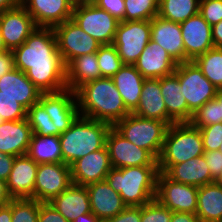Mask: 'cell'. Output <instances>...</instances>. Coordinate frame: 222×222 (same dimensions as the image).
Instances as JSON below:
<instances>
[{
    "label": "cell",
    "instance_id": "15",
    "mask_svg": "<svg viewBox=\"0 0 222 222\" xmlns=\"http://www.w3.org/2000/svg\"><path fill=\"white\" fill-rule=\"evenodd\" d=\"M180 27L185 46V62L194 61L214 48L212 26L199 13L180 23Z\"/></svg>",
    "mask_w": 222,
    "mask_h": 222
},
{
    "label": "cell",
    "instance_id": "2",
    "mask_svg": "<svg viewBox=\"0 0 222 222\" xmlns=\"http://www.w3.org/2000/svg\"><path fill=\"white\" fill-rule=\"evenodd\" d=\"M79 114L114 125L131 112L126 108L112 78L89 81L76 91Z\"/></svg>",
    "mask_w": 222,
    "mask_h": 222
},
{
    "label": "cell",
    "instance_id": "23",
    "mask_svg": "<svg viewBox=\"0 0 222 222\" xmlns=\"http://www.w3.org/2000/svg\"><path fill=\"white\" fill-rule=\"evenodd\" d=\"M160 88L167 110V123L190 122L193 113L188 109L177 74L160 78Z\"/></svg>",
    "mask_w": 222,
    "mask_h": 222
},
{
    "label": "cell",
    "instance_id": "11",
    "mask_svg": "<svg viewBox=\"0 0 222 222\" xmlns=\"http://www.w3.org/2000/svg\"><path fill=\"white\" fill-rule=\"evenodd\" d=\"M57 47L65 65L79 56L96 53L101 46L85 33L72 19L55 26Z\"/></svg>",
    "mask_w": 222,
    "mask_h": 222
},
{
    "label": "cell",
    "instance_id": "28",
    "mask_svg": "<svg viewBox=\"0 0 222 222\" xmlns=\"http://www.w3.org/2000/svg\"><path fill=\"white\" fill-rule=\"evenodd\" d=\"M112 79L126 108L132 113L139 104L145 78L134 65L124 64Z\"/></svg>",
    "mask_w": 222,
    "mask_h": 222
},
{
    "label": "cell",
    "instance_id": "40",
    "mask_svg": "<svg viewBox=\"0 0 222 222\" xmlns=\"http://www.w3.org/2000/svg\"><path fill=\"white\" fill-rule=\"evenodd\" d=\"M27 110L14 98L4 95L0 91V116L3 121H17L26 119Z\"/></svg>",
    "mask_w": 222,
    "mask_h": 222
},
{
    "label": "cell",
    "instance_id": "7",
    "mask_svg": "<svg viewBox=\"0 0 222 222\" xmlns=\"http://www.w3.org/2000/svg\"><path fill=\"white\" fill-rule=\"evenodd\" d=\"M72 20L100 45L113 44L120 22L95 4L75 6Z\"/></svg>",
    "mask_w": 222,
    "mask_h": 222
},
{
    "label": "cell",
    "instance_id": "41",
    "mask_svg": "<svg viewBox=\"0 0 222 222\" xmlns=\"http://www.w3.org/2000/svg\"><path fill=\"white\" fill-rule=\"evenodd\" d=\"M172 211L156 199L141 206V222H170Z\"/></svg>",
    "mask_w": 222,
    "mask_h": 222
},
{
    "label": "cell",
    "instance_id": "49",
    "mask_svg": "<svg viewBox=\"0 0 222 222\" xmlns=\"http://www.w3.org/2000/svg\"><path fill=\"white\" fill-rule=\"evenodd\" d=\"M14 68L15 66L12 50L0 52V78Z\"/></svg>",
    "mask_w": 222,
    "mask_h": 222
},
{
    "label": "cell",
    "instance_id": "17",
    "mask_svg": "<svg viewBox=\"0 0 222 222\" xmlns=\"http://www.w3.org/2000/svg\"><path fill=\"white\" fill-rule=\"evenodd\" d=\"M70 168L73 184L87 186L105 180L112 169L107 146L76 160Z\"/></svg>",
    "mask_w": 222,
    "mask_h": 222
},
{
    "label": "cell",
    "instance_id": "61",
    "mask_svg": "<svg viewBox=\"0 0 222 222\" xmlns=\"http://www.w3.org/2000/svg\"><path fill=\"white\" fill-rule=\"evenodd\" d=\"M219 151L222 153V143L220 144Z\"/></svg>",
    "mask_w": 222,
    "mask_h": 222
},
{
    "label": "cell",
    "instance_id": "32",
    "mask_svg": "<svg viewBox=\"0 0 222 222\" xmlns=\"http://www.w3.org/2000/svg\"><path fill=\"white\" fill-rule=\"evenodd\" d=\"M27 155L37 164L63 162L59 136L33 134Z\"/></svg>",
    "mask_w": 222,
    "mask_h": 222
},
{
    "label": "cell",
    "instance_id": "16",
    "mask_svg": "<svg viewBox=\"0 0 222 222\" xmlns=\"http://www.w3.org/2000/svg\"><path fill=\"white\" fill-rule=\"evenodd\" d=\"M20 4L32 16L37 27L54 28L72 19L71 0H20Z\"/></svg>",
    "mask_w": 222,
    "mask_h": 222
},
{
    "label": "cell",
    "instance_id": "13",
    "mask_svg": "<svg viewBox=\"0 0 222 222\" xmlns=\"http://www.w3.org/2000/svg\"><path fill=\"white\" fill-rule=\"evenodd\" d=\"M72 184L71 168L61 163L38 164L34 184V199L50 202Z\"/></svg>",
    "mask_w": 222,
    "mask_h": 222
},
{
    "label": "cell",
    "instance_id": "42",
    "mask_svg": "<svg viewBox=\"0 0 222 222\" xmlns=\"http://www.w3.org/2000/svg\"><path fill=\"white\" fill-rule=\"evenodd\" d=\"M204 151L219 150L222 143V123L207 125L201 129Z\"/></svg>",
    "mask_w": 222,
    "mask_h": 222
},
{
    "label": "cell",
    "instance_id": "20",
    "mask_svg": "<svg viewBox=\"0 0 222 222\" xmlns=\"http://www.w3.org/2000/svg\"><path fill=\"white\" fill-rule=\"evenodd\" d=\"M86 188L91 211L101 222L115 217L127 207L120 194L114 191L106 180L89 184Z\"/></svg>",
    "mask_w": 222,
    "mask_h": 222
},
{
    "label": "cell",
    "instance_id": "52",
    "mask_svg": "<svg viewBox=\"0 0 222 222\" xmlns=\"http://www.w3.org/2000/svg\"><path fill=\"white\" fill-rule=\"evenodd\" d=\"M212 40L215 48H222V21L212 26Z\"/></svg>",
    "mask_w": 222,
    "mask_h": 222
},
{
    "label": "cell",
    "instance_id": "38",
    "mask_svg": "<svg viewBox=\"0 0 222 222\" xmlns=\"http://www.w3.org/2000/svg\"><path fill=\"white\" fill-rule=\"evenodd\" d=\"M190 123L199 129L207 125L222 123L220 103L215 98L206 102L193 114Z\"/></svg>",
    "mask_w": 222,
    "mask_h": 222
},
{
    "label": "cell",
    "instance_id": "19",
    "mask_svg": "<svg viewBox=\"0 0 222 222\" xmlns=\"http://www.w3.org/2000/svg\"><path fill=\"white\" fill-rule=\"evenodd\" d=\"M177 65L167 51L152 40L134 63L145 79H159L173 74Z\"/></svg>",
    "mask_w": 222,
    "mask_h": 222
},
{
    "label": "cell",
    "instance_id": "58",
    "mask_svg": "<svg viewBox=\"0 0 222 222\" xmlns=\"http://www.w3.org/2000/svg\"><path fill=\"white\" fill-rule=\"evenodd\" d=\"M215 99L220 103L222 110V88L216 90Z\"/></svg>",
    "mask_w": 222,
    "mask_h": 222
},
{
    "label": "cell",
    "instance_id": "48",
    "mask_svg": "<svg viewBox=\"0 0 222 222\" xmlns=\"http://www.w3.org/2000/svg\"><path fill=\"white\" fill-rule=\"evenodd\" d=\"M78 116H56L52 117L54 124V136H59L70 128L71 124L75 121Z\"/></svg>",
    "mask_w": 222,
    "mask_h": 222
},
{
    "label": "cell",
    "instance_id": "43",
    "mask_svg": "<svg viewBox=\"0 0 222 222\" xmlns=\"http://www.w3.org/2000/svg\"><path fill=\"white\" fill-rule=\"evenodd\" d=\"M199 14L213 26L222 21V0H200Z\"/></svg>",
    "mask_w": 222,
    "mask_h": 222
},
{
    "label": "cell",
    "instance_id": "8",
    "mask_svg": "<svg viewBox=\"0 0 222 222\" xmlns=\"http://www.w3.org/2000/svg\"><path fill=\"white\" fill-rule=\"evenodd\" d=\"M188 109L194 114L215 98L216 87L203 75L194 61L179 63L175 69Z\"/></svg>",
    "mask_w": 222,
    "mask_h": 222
},
{
    "label": "cell",
    "instance_id": "46",
    "mask_svg": "<svg viewBox=\"0 0 222 222\" xmlns=\"http://www.w3.org/2000/svg\"><path fill=\"white\" fill-rule=\"evenodd\" d=\"M203 155L212 178L216 180L222 171V153L219 150L205 151Z\"/></svg>",
    "mask_w": 222,
    "mask_h": 222
},
{
    "label": "cell",
    "instance_id": "31",
    "mask_svg": "<svg viewBox=\"0 0 222 222\" xmlns=\"http://www.w3.org/2000/svg\"><path fill=\"white\" fill-rule=\"evenodd\" d=\"M38 103L48 113L51 120L56 116H79L76 94L66 88L58 92L42 93Z\"/></svg>",
    "mask_w": 222,
    "mask_h": 222
},
{
    "label": "cell",
    "instance_id": "45",
    "mask_svg": "<svg viewBox=\"0 0 222 222\" xmlns=\"http://www.w3.org/2000/svg\"><path fill=\"white\" fill-rule=\"evenodd\" d=\"M95 5L109 12L118 21H124V0H98Z\"/></svg>",
    "mask_w": 222,
    "mask_h": 222
},
{
    "label": "cell",
    "instance_id": "1",
    "mask_svg": "<svg viewBox=\"0 0 222 222\" xmlns=\"http://www.w3.org/2000/svg\"><path fill=\"white\" fill-rule=\"evenodd\" d=\"M12 52L15 68L24 72L41 93L67 88L66 65L58 51L53 28L38 27Z\"/></svg>",
    "mask_w": 222,
    "mask_h": 222
},
{
    "label": "cell",
    "instance_id": "27",
    "mask_svg": "<svg viewBox=\"0 0 222 222\" xmlns=\"http://www.w3.org/2000/svg\"><path fill=\"white\" fill-rule=\"evenodd\" d=\"M133 114L148 119L167 122V110L159 79H145L137 108Z\"/></svg>",
    "mask_w": 222,
    "mask_h": 222
},
{
    "label": "cell",
    "instance_id": "29",
    "mask_svg": "<svg viewBox=\"0 0 222 222\" xmlns=\"http://www.w3.org/2000/svg\"><path fill=\"white\" fill-rule=\"evenodd\" d=\"M100 78L96 53L79 56L66 65V85L71 91L75 92L83 84Z\"/></svg>",
    "mask_w": 222,
    "mask_h": 222
},
{
    "label": "cell",
    "instance_id": "51",
    "mask_svg": "<svg viewBox=\"0 0 222 222\" xmlns=\"http://www.w3.org/2000/svg\"><path fill=\"white\" fill-rule=\"evenodd\" d=\"M170 222H200L196 214L189 212H172Z\"/></svg>",
    "mask_w": 222,
    "mask_h": 222
},
{
    "label": "cell",
    "instance_id": "60",
    "mask_svg": "<svg viewBox=\"0 0 222 222\" xmlns=\"http://www.w3.org/2000/svg\"><path fill=\"white\" fill-rule=\"evenodd\" d=\"M215 182L222 187V171L220 175L217 177V179L215 180Z\"/></svg>",
    "mask_w": 222,
    "mask_h": 222
},
{
    "label": "cell",
    "instance_id": "54",
    "mask_svg": "<svg viewBox=\"0 0 222 222\" xmlns=\"http://www.w3.org/2000/svg\"><path fill=\"white\" fill-rule=\"evenodd\" d=\"M12 220V200L0 207V222H11Z\"/></svg>",
    "mask_w": 222,
    "mask_h": 222
},
{
    "label": "cell",
    "instance_id": "50",
    "mask_svg": "<svg viewBox=\"0 0 222 222\" xmlns=\"http://www.w3.org/2000/svg\"><path fill=\"white\" fill-rule=\"evenodd\" d=\"M16 156L0 152V179L7 181Z\"/></svg>",
    "mask_w": 222,
    "mask_h": 222
},
{
    "label": "cell",
    "instance_id": "12",
    "mask_svg": "<svg viewBox=\"0 0 222 222\" xmlns=\"http://www.w3.org/2000/svg\"><path fill=\"white\" fill-rule=\"evenodd\" d=\"M112 168H126L132 166H158L157 159L146 149L139 148L113 127L106 137Z\"/></svg>",
    "mask_w": 222,
    "mask_h": 222
},
{
    "label": "cell",
    "instance_id": "33",
    "mask_svg": "<svg viewBox=\"0 0 222 222\" xmlns=\"http://www.w3.org/2000/svg\"><path fill=\"white\" fill-rule=\"evenodd\" d=\"M200 0H159L158 16L182 23L199 13Z\"/></svg>",
    "mask_w": 222,
    "mask_h": 222
},
{
    "label": "cell",
    "instance_id": "47",
    "mask_svg": "<svg viewBox=\"0 0 222 222\" xmlns=\"http://www.w3.org/2000/svg\"><path fill=\"white\" fill-rule=\"evenodd\" d=\"M106 222H141V207L127 206L121 213Z\"/></svg>",
    "mask_w": 222,
    "mask_h": 222
},
{
    "label": "cell",
    "instance_id": "26",
    "mask_svg": "<svg viewBox=\"0 0 222 222\" xmlns=\"http://www.w3.org/2000/svg\"><path fill=\"white\" fill-rule=\"evenodd\" d=\"M49 203L69 222L80 215L92 212L86 186L73 183Z\"/></svg>",
    "mask_w": 222,
    "mask_h": 222
},
{
    "label": "cell",
    "instance_id": "10",
    "mask_svg": "<svg viewBox=\"0 0 222 222\" xmlns=\"http://www.w3.org/2000/svg\"><path fill=\"white\" fill-rule=\"evenodd\" d=\"M197 196L198 187L173 181L163 172L158 173L155 199L172 212L196 214Z\"/></svg>",
    "mask_w": 222,
    "mask_h": 222
},
{
    "label": "cell",
    "instance_id": "24",
    "mask_svg": "<svg viewBox=\"0 0 222 222\" xmlns=\"http://www.w3.org/2000/svg\"><path fill=\"white\" fill-rule=\"evenodd\" d=\"M33 135L27 119L0 124V152L12 156L27 155Z\"/></svg>",
    "mask_w": 222,
    "mask_h": 222
},
{
    "label": "cell",
    "instance_id": "44",
    "mask_svg": "<svg viewBox=\"0 0 222 222\" xmlns=\"http://www.w3.org/2000/svg\"><path fill=\"white\" fill-rule=\"evenodd\" d=\"M38 222H69L49 202H39Z\"/></svg>",
    "mask_w": 222,
    "mask_h": 222
},
{
    "label": "cell",
    "instance_id": "14",
    "mask_svg": "<svg viewBox=\"0 0 222 222\" xmlns=\"http://www.w3.org/2000/svg\"><path fill=\"white\" fill-rule=\"evenodd\" d=\"M37 28L32 16L21 4L0 13L1 34L8 50H13L25 43Z\"/></svg>",
    "mask_w": 222,
    "mask_h": 222
},
{
    "label": "cell",
    "instance_id": "37",
    "mask_svg": "<svg viewBox=\"0 0 222 222\" xmlns=\"http://www.w3.org/2000/svg\"><path fill=\"white\" fill-rule=\"evenodd\" d=\"M26 119L32 128L33 134L38 136H54V124L48 113L39 103L34 104L27 110Z\"/></svg>",
    "mask_w": 222,
    "mask_h": 222
},
{
    "label": "cell",
    "instance_id": "30",
    "mask_svg": "<svg viewBox=\"0 0 222 222\" xmlns=\"http://www.w3.org/2000/svg\"><path fill=\"white\" fill-rule=\"evenodd\" d=\"M196 215L200 222H222V187L215 181L198 187Z\"/></svg>",
    "mask_w": 222,
    "mask_h": 222
},
{
    "label": "cell",
    "instance_id": "57",
    "mask_svg": "<svg viewBox=\"0 0 222 222\" xmlns=\"http://www.w3.org/2000/svg\"><path fill=\"white\" fill-rule=\"evenodd\" d=\"M73 6L95 4L98 0H71Z\"/></svg>",
    "mask_w": 222,
    "mask_h": 222
},
{
    "label": "cell",
    "instance_id": "36",
    "mask_svg": "<svg viewBox=\"0 0 222 222\" xmlns=\"http://www.w3.org/2000/svg\"><path fill=\"white\" fill-rule=\"evenodd\" d=\"M101 77L112 78L124 65L113 44L101 45L96 52Z\"/></svg>",
    "mask_w": 222,
    "mask_h": 222
},
{
    "label": "cell",
    "instance_id": "39",
    "mask_svg": "<svg viewBox=\"0 0 222 222\" xmlns=\"http://www.w3.org/2000/svg\"><path fill=\"white\" fill-rule=\"evenodd\" d=\"M39 201L31 198L12 199L11 222H38Z\"/></svg>",
    "mask_w": 222,
    "mask_h": 222
},
{
    "label": "cell",
    "instance_id": "34",
    "mask_svg": "<svg viewBox=\"0 0 222 222\" xmlns=\"http://www.w3.org/2000/svg\"><path fill=\"white\" fill-rule=\"evenodd\" d=\"M203 75L216 87L222 88V48H212L194 60Z\"/></svg>",
    "mask_w": 222,
    "mask_h": 222
},
{
    "label": "cell",
    "instance_id": "53",
    "mask_svg": "<svg viewBox=\"0 0 222 222\" xmlns=\"http://www.w3.org/2000/svg\"><path fill=\"white\" fill-rule=\"evenodd\" d=\"M12 197L7 191V184L5 180L0 179V207L8 204Z\"/></svg>",
    "mask_w": 222,
    "mask_h": 222
},
{
    "label": "cell",
    "instance_id": "59",
    "mask_svg": "<svg viewBox=\"0 0 222 222\" xmlns=\"http://www.w3.org/2000/svg\"><path fill=\"white\" fill-rule=\"evenodd\" d=\"M7 50L8 49L6 48V46L4 44L3 37L1 34V29H0V52L7 51Z\"/></svg>",
    "mask_w": 222,
    "mask_h": 222
},
{
    "label": "cell",
    "instance_id": "62",
    "mask_svg": "<svg viewBox=\"0 0 222 222\" xmlns=\"http://www.w3.org/2000/svg\"><path fill=\"white\" fill-rule=\"evenodd\" d=\"M4 121H3V119L1 118V116H0V124H2Z\"/></svg>",
    "mask_w": 222,
    "mask_h": 222
},
{
    "label": "cell",
    "instance_id": "6",
    "mask_svg": "<svg viewBox=\"0 0 222 222\" xmlns=\"http://www.w3.org/2000/svg\"><path fill=\"white\" fill-rule=\"evenodd\" d=\"M169 126L167 122L142 118L130 113L112 127L124 138L139 148L148 150L158 159Z\"/></svg>",
    "mask_w": 222,
    "mask_h": 222
},
{
    "label": "cell",
    "instance_id": "9",
    "mask_svg": "<svg viewBox=\"0 0 222 222\" xmlns=\"http://www.w3.org/2000/svg\"><path fill=\"white\" fill-rule=\"evenodd\" d=\"M151 40V20L121 21L113 45L123 64L134 65Z\"/></svg>",
    "mask_w": 222,
    "mask_h": 222
},
{
    "label": "cell",
    "instance_id": "5",
    "mask_svg": "<svg viewBox=\"0 0 222 222\" xmlns=\"http://www.w3.org/2000/svg\"><path fill=\"white\" fill-rule=\"evenodd\" d=\"M199 128L190 122L173 123L168 127L158 165L180 164L204 154Z\"/></svg>",
    "mask_w": 222,
    "mask_h": 222
},
{
    "label": "cell",
    "instance_id": "25",
    "mask_svg": "<svg viewBox=\"0 0 222 222\" xmlns=\"http://www.w3.org/2000/svg\"><path fill=\"white\" fill-rule=\"evenodd\" d=\"M0 91L14 98L26 110L38 103L42 94L25 73L17 68L0 78Z\"/></svg>",
    "mask_w": 222,
    "mask_h": 222
},
{
    "label": "cell",
    "instance_id": "4",
    "mask_svg": "<svg viewBox=\"0 0 222 222\" xmlns=\"http://www.w3.org/2000/svg\"><path fill=\"white\" fill-rule=\"evenodd\" d=\"M112 125L79 115L70 128L59 135L63 163L71 166L76 160L106 146Z\"/></svg>",
    "mask_w": 222,
    "mask_h": 222
},
{
    "label": "cell",
    "instance_id": "22",
    "mask_svg": "<svg viewBox=\"0 0 222 222\" xmlns=\"http://www.w3.org/2000/svg\"><path fill=\"white\" fill-rule=\"evenodd\" d=\"M158 170L173 181L196 187L215 181L211 176L204 155L180 164L158 165Z\"/></svg>",
    "mask_w": 222,
    "mask_h": 222
},
{
    "label": "cell",
    "instance_id": "3",
    "mask_svg": "<svg viewBox=\"0 0 222 222\" xmlns=\"http://www.w3.org/2000/svg\"><path fill=\"white\" fill-rule=\"evenodd\" d=\"M158 166L112 168L105 180L127 206L141 207L155 199Z\"/></svg>",
    "mask_w": 222,
    "mask_h": 222
},
{
    "label": "cell",
    "instance_id": "21",
    "mask_svg": "<svg viewBox=\"0 0 222 222\" xmlns=\"http://www.w3.org/2000/svg\"><path fill=\"white\" fill-rule=\"evenodd\" d=\"M151 40L165 49L177 64L185 62V46L180 23L157 15L151 20Z\"/></svg>",
    "mask_w": 222,
    "mask_h": 222
},
{
    "label": "cell",
    "instance_id": "35",
    "mask_svg": "<svg viewBox=\"0 0 222 222\" xmlns=\"http://www.w3.org/2000/svg\"><path fill=\"white\" fill-rule=\"evenodd\" d=\"M124 21L152 20L158 15L159 0H124Z\"/></svg>",
    "mask_w": 222,
    "mask_h": 222
},
{
    "label": "cell",
    "instance_id": "55",
    "mask_svg": "<svg viewBox=\"0 0 222 222\" xmlns=\"http://www.w3.org/2000/svg\"><path fill=\"white\" fill-rule=\"evenodd\" d=\"M20 4V0H0V13L12 9Z\"/></svg>",
    "mask_w": 222,
    "mask_h": 222
},
{
    "label": "cell",
    "instance_id": "18",
    "mask_svg": "<svg viewBox=\"0 0 222 222\" xmlns=\"http://www.w3.org/2000/svg\"><path fill=\"white\" fill-rule=\"evenodd\" d=\"M38 164L28 155L16 156L6 181L12 199H34V184Z\"/></svg>",
    "mask_w": 222,
    "mask_h": 222
},
{
    "label": "cell",
    "instance_id": "56",
    "mask_svg": "<svg viewBox=\"0 0 222 222\" xmlns=\"http://www.w3.org/2000/svg\"><path fill=\"white\" fill-rule=\"evenodd\" d=\"M72 222H101V221L99 220V218L95 214L90 212V213H87L85 215L78 216Z\"/></svg>",
    "mask_w": 222,
    "mask_h": 222
}]
</instances>
